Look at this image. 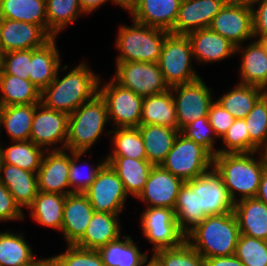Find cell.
I'll return each mask as SVG.
<instances>
[{
  "label": "cell",
  "mask_w": 267,
  "mask_h": 266,
  "mask_svg": "<svg viewBox=\"0 0 267 266\" xmlns=\"http://www.w3.org/2000/svg\"><path fill=\"white\" fill-rule=\"evenodd\" d=\"M234 205L224 180L212 166L200 176L183 183L174 206L175 220L186 235L207 216L233 212Z\"/></svg>",
  "instance_id": "6da1fadb"
},
{
  "label": "cell",
  "mask_w": 267,
  "mask_h": 266,
  "mask_svg": "<svg viewBox=\"0 0 267 266\" xmlns=\"http://www.w3.org/2000/svg\"><path fill=\"white\" fill-rule=\"evenodd\" d=\"M66 69L68 65L58 69L55 79L41 91V103L49 109L70 115L99 93L101 78L85 62H80L62 79L59 78V70Z\"/></svg>",
  "instance_id": "7a4b0ae2"
},
{
  "label": "cell",
  "mask_w": 267,
  "mask_h": 266,
  "mask_svg": "<svg viewBox=\"0 0 267 266\" xmlns=\"http://www.w3.org/2000/svg\"><path fill=\"white\" fill-rule=\"evenodd\" d=\"M212 166L221 175L234 202L256 197L265 169L259 152L216 154Z\"/></svg>",
  "instance_id": "3957f363"
},
{
  "label": "cell",
  "mask_w": 267,
  "mask_h": 266,
  "mask_svg": "<svg viewBox=\"0 0 267 266\" xmlns=\"http://www.w3.org/2000/svg\"><path fill=\"white\" fill-rule=\"evenodd\" d=\"M240 235L233 212L207 216L185 235V240L205 259L234 255Z\"/></svg>",
  "instance_id": "277c9868"
},
{
  "label": "cell",
  "mask_w": 267,
  "mask_h": 266,
  "mask_svg": "<svg viewBox=\"0 0 267 266\" xmlns=\"http://www.w3.org/2000/svg\"><path fill=\"white\" fill-rule=\"evenodd\" d=\"M108 121L106 102L98 93L69 115L65 149L87 153L104 133Z\"/></svg>",
  "instance_id": "5b68a950"
},
{
  "label": "cell",
  "mask_w": 267,
  "mask_h": 266,
  "mask_svg": "<svg viewBox=\"0 0 267 266\" xmlns=\"http://www.w3.org/2000/svg\"><path fill=\"white\" fill-rule=\"evenodd\" d=\"M131 26L121 25L115 40L118 50L116 62L158 63L168 31L136 21Z\"/></svg>",
  "instance_id": "8992f818"
},
{
  "label": "cell",
  "mask_w": 267,
  "mask_h": 266,
  "mask_svg": "<svg viewBox=\"0 0 267 266\" xmlns=\"http://www.w3.org/2000/svg\"><path fill=\"white\" fill-rule=\"evenodd\" d=\"M193 52L187 35L169 33L164 40L158 65L169 87L200 78L192 66Z\"/></svg>",
  "instance_id": "52a82bcc"
},
{
  "label": "cell",
  "mask_w": 267,
  "mask_h": 266,
  "mask_svg": "<svg viewBox=\"0 0 267 266\" xmlns=\"http://www.w3.org/2000/svg\"><path fill=\"white\" fill-rule=\"evenodd\" d=\"M212 165L213 156L203 146L179 133L160 166L186 182L205 173Z\"/></svg>",
  "instance_id": "ba28073f"
},
{
  "label": "cell",
  "mask_w": 267,
  "mask_h": 266,
  "mask_svg": "<svg viewBox=\"0 0 267 266\" xmlns=\"http://www.w3.org/2000/svg\"><path fill=\"white\" fill-rule=\"evenodd\" d=\"M113 80L141 97L160 94L170 89L158 63L116 62Z\"/></svg>",
  "instance_id": "9c48e42d"
},
{
  "label": "cell",
  "mask_w": 267,
  "mask_h": 266,
  "mask_svg": "<svg viewBox=\"0 0 267 266\" xmlns=\"http://www.w3.org/2000/svg\"><path fill=\"white\" fill-rule=\"evenodd\" d=\"M101 83L100 80L99 94L106 102L108 119L114 123L112 128L138 127L143 97L120 86L112 77L105 85L101 86Z\"/></svg>",
  "instance_id": "30bf717a"
},
{
  "label": "cell",
  "mask_w": 267,
  "mask_h": 266,
  "mask_svg": "<svg viewBox=\"0 0 267 266\" xmlns=\"http://www.w3.org/2000/svg\"><path fill=\"white\" fill-rule=\"evenodd\" d=\"M141 229L144 237L153 244V252L175 248L185 241V234L175 220L174 209L147 207L141 214Z\"/></svg>",
  "instance_id": "8fae6325"
},
{
  "label": "cell",
  "mask_w": 267,
  "mask_h": 266,
  "mask_svg": "<svg viewBox=\"0 0 267 266\" xmlns=\"http://www.w3.org/2000/svg\"><path fill=\"white\" fill-rule=\"evenodd\" d=\"M95 212L121 214L128 194L118 174L105 163L98 171L95 181L83 193Z\"/></svg>",
  "instance_id": "7c38bea8"
},
{
  "label": "cell",
  "mask_w": 267,
  "mask_h": 266,
  "mask_svg": "<svg viewBox=\"0 0 267 266\" xmlns=\"http://www.w3.org/2000/svg\"><path fill=\"white\" fill-rule=\"evenodd\" d=\"M170 89L176 104L179 131L191 122L208 116L214 102L212 89L201 78L191 83L172 86Z\"/></svg>",
  "instance_id": "4fadbf2b"
},
{
  "label": "cell",
  "mask_w": 267,
  "mask_h": 266,
  "mask_svg": "<svg viewBox=\"0 0 267 266\" xmlns=\"http://www.w3.org/2000/svg\"><path fill=\"white\" fill-rule=\"evenodd\" d=\"M68 124L69 114L49 109L40 102L35 108L30 141L45 151L64 150Z\"/></svg>",
  "instance_id": "5bb4252c"
},
{
  "label": "cell",
  "mask_w": 267,
  "mask_h": 266,
  "mask_svg": "<svg viewBox=\"0 0 267 266\" xmlns=\"http://www.w3.org/2000/svg\"><path fill=\"white\" fill-rule=\"evenodd\" d=\"M209 28L236 47L254 39L252 9L226 3L215 15Z\"/></svg>",
  "instance_id": "9a60e30c"
},
{
  "label": "cell",
  "mask_w": 267,
  "mask_h": 266,
  "mask_svg": "<svg viewBox=\"0 0 267 266\" xmlns=\"http://www.w3.org/2000/svg\"><path fill=\"white\" fill-rule=\"evenodd\" d=\"M51 38L40 25L0 18V54L36 49Z\"/></svg>",
  "instance_id": "2e32d148"
},
{
  "label": "cell",
  "mask_w": 267,
  "mask_h": 266,
  "mask_svg": "<svg viewBox=\"0 0 267 266\" xmlns=\"http://www.w3.org/2000/svg\"><path fill=\"white\" fill-rule=\"evenodd\" d=\"M64 150L45 151L39 170L37 171L38 191L71 194L69 185V169L71 151Z\"/></svg>",
  "instance_id": "e0dca14e"
},
{
  "label": "cell",
  "mask_w": 267,
  "mask_h": 266,
  "mask_svg": "<svg viewBox=\"0 0 267 266\" xmlns=\"http://www.w3.org/2000/svg\"><path fill=\"white\" fill-rule=\"evenodd\" d=\"M184 181L174 176L160 165L153 166L143 191L137 199L147 203L148 207L174 209L178 193Z\"/></svg>",
  "instance_id": "ac0fdd59"
},
{
  "label": "cell",
  "mask_w": 267,
  "mask_h": 266,
  "mask_svg": "<svg viewBox=\"0 0 267 266\" xmlns=\"http://www.w3.org/2000/svg\"><path fill=\"white\" fill-rule=\"evenodd\" d=\"M227 0H182L172 34L188 33L209 28L215 15Z\"/></svg>",
  "instance_id": "d6986e66"
},
{
  "label": "cell",
  "mask_w": 267,
  "mask_h": 266,
  "mask_svg": "<svg viewBox=\"0 0 267 266\" xmlns=\"http://www.w3.org/2000/svg\"><path fill=\"white\" fill-rule=\"evenodd\" d=\"M182 0H136L127 10L134 21L171 32Z\"/></svg>",
  "instance_id": "ffe728a7"
},
{
  "label": "cell",
  "mask_w": 267,
  "mask_h": 266,
  "mask_svg": "<svg viewBox=\"0 0 267 266\" xmlns=\"http://www.w3.org/2000/svg\"><path fill=\"white\" fill-rule=\"evenodd\" d=\"M94 209L84 194L66 195L61 233L67 245H74L85 233Z\"/></svg>",
  "instance_id": "44dd1931"
},
{
  "label": "cell",
  "mask_w": 267,
  "mask_h": 266,
  "mask_svg": "<svg viewBox=\"0 0 267 266\" xmlns=\"http://www.w3.org/2000/svg\"><path fill=\"white\" fill-rule=\"evenodd\" d=\"M193 58L198 63H215L236 54V46L210 28L195 30L187 34Z\"/></svg>",
  "instance_id": "7402d4cb"
},
{
  "label": "cell",
  "mask_w": 267,
  "mask_h": 266,
  "mask_svg": "<svg viewBox=\"0 0 267 266\" xmlns=\"http://www.w3.org/2000/svg\"><path fill=\"white\" fill-rule=\"evenodd\" d=\"M239 45L236 53L242 57L239 66V84L259 86L267 92V53L259 40H251L247 46Z\"/></svg>",
  "instance_id": "603a6c76"
},
{
  "label": "cell",
  "mask_w": 267,
  "mask_h": 266,
  "mask_svg": "<svg viewBox=\"0 0 267 266\" xmlns=\"http://www.w3.org/2000/svg\"><path fill=\"white\" fill-rule=\"evenodd\" d=\"M0 182L5 185L21 209L28 208L38 193L37 173L2 162Z\"/></svg>",
  "instance_id": "cb8c5ba5"
},
{
  "label": "cell",
  "mask_w": 267,
  "mask_h": 266,
  "mask_svg": "<svg viewBox=\"0 0 267 266\" xmlns=\"http://www.w3.org/2000/svg\"><path fill=\"white\" fill-rule=\"evenodd\" d=\"M56 38L52 37L42 47L31 49L29 80L42 91L56 77L61 67Z\"/></svg>",
  "instance_id": "d4e9b609"
},
{
  "label": "cell",
  "mask_w": 267,
  "mask_h": 266,
  "mask_svg": "<svg viewBox=\"0 0 267 266\" xmlns=\"http://www.w3.org/2000/svg\"><path fill=\"white\" fill-rule=\"evenodd\" d=\"M119 214L94 212L84 235L74 244L83 249L98 250L121 235Z\"/></svg>",
  "instance_id": "484cf974"
},
{
  "label": "cell",
  "mask_w": 267,
  "mask_h": 266,
  "mask_svg": "<svg viewBox=\"0 0 267 266\" xmlns=\"http://www.w3.org/2000/svg\"><path fill=\"white\" fill-rule=\"evenodd\" d=\"M240 234L267 241V204L256 198H244L235 202Z\"/></svg>",
  "instance_id": "4316f807"
},
{
  "label": "cell",
  "mask_w": 267,
  "mask_h": 266,
  "mask_svg": "<svg viewBox=\"0 0 267 266\" xmlns=\"http://www.w3.org/2000/svg\"><path fill=\"white\" fill-rule=\"evenodd\" d=\"M106 163L118 174L128 196L132 195L136 198L143 191L154 166L147 159L127 157H106Z\"/></svg>",
  "instance_id": "83f0119b"
},
{
  "label": "cell",
  "mask_w": 267,
  "mask_h": 266,
  "mask_svg": "<svg viewBox=\"0 0 267 266\" xmlns=\"http://www.w3.org/2000/svg\"><path fill=\"white\" fill-rule=\"evenodd\" d=\"M138 128L144 143L147 160L154 166L161 165L172 149L180 131L155 124H140Z\"/></svg>",
  "instance_id": "f1b7e54d"
},
{
  "label": "cell",
  "mask_w": 267,
  "mask_h": 266,
  "mask_svg": "<svg viewBox=\"0 0 267 266\" xmlns=\"http://www.w3.org/2000/svg\"><path fill=\"white\" fill-rule=\"evenodd\" d=\"M140 124H155L178 129L176 104L171 89L143 98Z\"/></svg>",
  "instance_id": "f546056e"
},
{
  "label": "cell",
  "mask_w": 267,
  "mask_h": 266,
  "mask_svg": "<svg viewBox=\"0 0 267 266\" xmlns=\"http://www.w3.org/2000/svg\"><path fill=\"white\" fill-rule=\"evenodd\" d=\"M65 198V195L38 191L27 209L38 224L61 232Z\"/></svg>",
  "instance_id": "4dcf8cb0"
},
{
  "label": "cell",
  "mask_w": 267,
  "mask_h": 266,
  "mask_svg": "<svg viewBox=\"0 0 267 266\" xmlns=\"http://www.w3.org/2000/svg\"><path fill=\"white\" fill-rule=\"evenodd\" d=\"M131 236L123 235L98 249L104 266H141L148 252H140Z\"/></svg>",
  "instance_id": "1f68e13d"
},
{
  "label": "cell",
  "mask_w": 267,
  "mask_h": 266,
  "mask_svg": "<svg viewBox=\"0 0 267 266\" xmlns=\"http://www.w3.org/2000/svg\"><path fill=\"white\" fill-rule=\"evenodd\" d=\"M41 102V91L29 79L0 74V103L3 106Z\"/></svg>",
  "instance_id": "d6a6232c"
},
{
  "label": "cell",
  "mask_w": 267,
  "mask_h": 266,
  "mask_svg": "<svg viewBox=\"0 0 267 266\" xmlns=\"http://www.w3.org/2000/svg\"><path fill=\"white\" fill-rule=\"evenodd\" d=\"M39 103L3 106L1 126L12 141H29L35 108Z\"/></svg>",
  "instance_id": "836d02e7"
},
{
  "label": "cell",
  "mask_w": 267,
  "mask_h": 266,
  "mask_svg": "<svg viewBox=\"0 0 267 266\" xmlns=\"http://www.w3.org/2000/svg\"><path fill=\"white\" fill-rule=\"evenodd\" d=\"M0 18L40 25L47 32L46 0H0Z\"/></svg>",
  "instance_id": "e575fe53"
},
{
  "label": "cell",
  "mask_w": 267,
  "mask_h": 266,
  "mask_svg": "<svg viewBox=\"0 0 267 266\" xmlns=\"http://www.w3.org/2000/svg\"><path fill=\"white\" fill-rule=\"evenodd\" d=\"M0 142L1 162L35 172L40 168L45 150L32 141H12L4 149Z\"/></svg>",
  "instance_id": "d590c367"
},
{
  "label": "cell",
  "mask_w": 267,
  "mask_h": 266,
  "mask_svg": "<svg viewBox=\"0 0 267 266\" xmlns=\"http://www.w3.org/2000/svg\"><path fill=\"white\" fill-rule=\"evenodd\" d=\"M24 233L0 232V266H29L38 258Z\"/></svg>",
  "instance_id": "8d00e7d4"
},
{
  "label": "cell",
  "mask_w": 267,
  "mask_h": 266,
  "mask_svg": "<svg viewBox=\"0 0 267 266\" xmlns=\"http://www.w3.org/2000/svg\"><path fill=\"white\" fill-rule=\"evenodd\" d=\"M266 91L259 86L243 85L237 83L236 86L223 94L216 101L227 110L235 119H244L253 109L256 101Z\"/></svg>",
  "instance_id": "74e56055"
},
{
  "label": "cell",
  "mask_w": 267,
  "mask_h": 266,
  "mask_svg": "<svg viewBox=\"0 0 267 266\" xmlns=\"http://www.w3.org/2000/svg\"><path fill=\"white\" fill-rule=\"evenodd\" d=\"M84 14L79 0H46L47 33L58 37L64 28Z\"/></svg>",
  "instance_id": "f35d334b"
},
{
  "label": "cell",
  "mask_w": 267,
  "mask_h": 266,
  "mask_svg": "<svg viewBox=\"0 0 267 266\" xmlns=\"http://www.w3.org/2000/svg\"><path fill=\"white\" fill-rule=\"evenodd\" d=\"M113 140V150L106 157L147 159L144 143L138 127L115 128L107 131Z\"/></svg>",
  "instance_id": "ab89813d"
},
{
  "label": "cell",
  "mask_w": 267,
  "mask_h": 266,
  "mask_svg": "<svg viewBox=\"0 0 267 266\" xmlns=\"http://www.w3.org/2000/svg\"><path fill=\"white\" fill-rule=\"evenodd\" d=\"M244 120L250 141L259 150L267 146V92L256 101Z\"/></svg>",
  "instance_id": "60d3db41"
},
{
  "label": "cell",
  "mask_w": 267,
  "mask_h": 266,
  "mask_svg": "<svg viewBox=\"0 0 267 266\" xmlns=\"http://www.w3.org/2000/svg\"><path fill=\"white\" fill-rule=\"evenodd\" d=\"M221 140L224 147L218 149L217 154L259 152L250 141L247 125L242 118L235 119Z\"/></svg>",
  "instance_id": "b9f144b4"
},
{
  "label": "cell",
  "mask_w": 267,
  "mask_h": 266,
  "mask_svg": "<svg viewBox=\"0 0 267 266\" xmlns=\"http://www.w3.org/2000/svg\"><path fill=\"white\" fill-rule=\"evenodd\" d=\"M234 255L244 266H267V241L240 234Z\"/></svg>",
  "instance_id": "7bdbcfd3"
},
{
  "label": "cell",
  "mask_w": 267,
  "mask_h": 266,
  "mask_svg": "<svg viewBox=\"0 0 267 266\" xmlns=\"http://www.w3.org/2000/svg\"><path fill=\"white\" fill-rule=\"evenodd\" d=\"M163 266H205L204 258L185 240L175 248L153 253Z\"/></svg>",
  "instance_id": "ee69618b"
},
{
  "label": "cell",
  "mask_w": 267,
  "mask_h": 266,
  "mask_svg": "<svg viewBox=\"0 0 267 266\" xmlns=\"http://www.w3.org/2000/svg\"><path fill=\"white\" fill-rule=\"evenodd\" d=\"M84 154L85 152H72L71 151V160H70V169H69V185H70L71 194L72 193L83 194L95 181L98 171L106 163V158L102 157L99 164L97 162V164H94L95 166L90 165V168L88 169L89 171L87 170L88 173L82 172V166L84 165L80 164L79 166L78 162L81 161L80 159ZM86 166L89 167L88 164Z\"/></svg>",
  "instance_id": "f6af8a7d"
},
{
  "label": "cell",
  "mask_w": 267,
  "mask_h": 266,
  "mask_svg": "<svg viewBox=\"0 0 267 266\" xmlns=\"http://www.w3.org/2000/svg\"><path fill=\"white\" fill-rule=\"evenodd\" d=\"M180 133L187 139L194 141L197 144L203 146L212 156L217 154V148L214 145L217 136L213 127L209 123L208 116L199 118L186 127H184ZM215 147V148H214Z\"/></svg>",
  "instance_id": "bcb514c9"
},
{
  "label": "cell",
  "mask_w": 267,
  "mask_h": 266,
  "mask_svg": "<svg viewBox=\"0 0 267 266\" xmlns=\"http://www.w3.org/2000/svg\"><path fill=\"white\" fill-rule=\"evenodd\" d=\"M66 251L53 256L57 266H104L98 250L67 245Z\"/></svg>",
  "instance_id": "7dc6e473"
},
{
  "label": "cell",
  "mask_w": 267,
  "mask_h": 266,
  "mask_svg": "<svg viewBox=\"0 0 267 266\" xmlns=\"http://www.w3.org/2000/svg\"><path fill=\"white\" fill-rule=\"evenodd\" d=\"M31 49L10 51L1 54L0 74H11L22 79H29Z\"/></svg>",
  "instance_id": "c3c4849f"
},
{
  "label": "cell",
  "mask_w": 267,
  "mask_h": 266,
  "mask_svg": "<svg viewBox=\"0 0 267 266\" xmlns=\"http://www.w3.org/2000/svg\"><path fill=\"white\" fill-rule=\"evenodd\" d=\"M208 119L219 139L225 135L230 126L235 122V118L216 100L210 106Z\"/></svg>",
  "instance_id": "681fc988"
},
{
  "label": "cell",
  "mask_w": 267,
  "mask_h": 266,
  "mask_svg": "<svg viewBox=\"0 0 267 266\" xmlns=\"http://www.w3.org/2000/svg\"><path fill=\"white\" fill-rule=\"evenodd\" d=\"M25 218L23 210L15 202L14 197L4 184L0 182V222L22 220Z\"/></svg>",
  "instance_id": "f907efd6"
},
{
  "label": "cell",
  "mask_w": 267,
  "mask_h": 266,
  "mask_svg": "<svg viewBox=\"0 0 267 266\" xmlns=\"http://www.w3.org/2000/svg\"><path fill=\"white\" fill-rule=\"evenodd\" d=\"M252 9L253 13V36L254 39L267 35V0L262 1Z\"/></svg>",
  "instance_id": "816d5d0a"
},
{
  "label": "cell",
  "mask_w": 267,
  "mask_h": 266,
  "mask_svg": "<svg viewBox=\"0 0 267 266\" xmlns=\"http://www.w3.org/2000/svg\"><path fill=\"white\" fill-rule=\"evenodd\" d=\"M204 263L205 266H244L235 255L205 258Z\"/></svg>",
  "instance_id": "f5cc1de1"
},
{
  "label": "cell",
  "mask_w": 267,
  "mask_h": 266,
  "mask_svg": "<svg viewBox=\"0 0 267 266\" xmlns=\"http://www.w3.org/2000/svg\"><path fill=\"white\" fill-rule=\"evenodd\" d=\"M112 2L117 5L113 0H79L81 9L85 14H90L91 12L97 10V8L104 5L106 2Z\"/></svg>",
  "instance_id": "db71d44e"
},
{
  "label": "cell",
  "mask_w": 267,
  "mask_h": 266,
  "mask_svg": "<svg viewBox=\"0 0 267 266\" xmlns=\"http://www.w3.org/2000/svg\"><path fill=\"white\" fill-rule=\"evenodd\" d=\"M255 198L267 204V170L265 169L262 173L259 189Z\"/></svg>",
  "instance_id": "11a10c76"
},
{
  "label": "cell",
  "mask_w": 267,
  "mask_h": 266,
  "mask_svg": "<svg viewBox=\"0 0 267 266\" xmlns=\"http://www.w3.org/2000/svg\"><path fill=\"white\" fill-rule=\"evenodd\" d=\"M262 1H264V0H227V3L253 9V8H255V5L257 6Z\"/></svg>",
  "instance_id": "9f6ffc18"
},
{
  "label": "cell",
  "mask_w": 267,
  "mask_h": 266,
  "mask_svg": "<svg viewBox=\"0 0 267 266\" xmlns=\"http://www.w3.org/2000/svg\"><path fill=\"white\" fill-rule=\"evenodd\" d=\"M29 266H57V263L53 256L47 257L45 259L40 257V259H37L34 263H32Z\"/></svg>",
  "instance_id": "6f0895ef"
},
{
  "label": "cell",
  "mask_w": 267,
  "mask_h": 266,
  "mask_svg": "<svg viewBox=\"0 0 267 266\" xmlns=\"http://www.w3.org/2000/svg\"><path fill=\"white\" fill-rule=\"evenodd\" d=\"M148 256L143 260L141 266H163L159 259L152 254V257H150V260L148 261ZM146 263V264H145Z\"/></svg>",
  "instance_id": "680465c9"
},
{
  "label": "cell",
  "mask_w": 267,
  "mask_h": 266,
  "mask_svg": "<svg viewBox=\"0 0 267 266\" xmlns=\"http://www.w3.org/2000/svg\"><path fill=\"white\" fill-rule=\"evenodd\" d=\"M117 6H121L124 10H128L136 0H113Z\"/></svg>",
  "instance_id": "91938a15"
},
{
  "label": "cell",
  "mask_w": 267,
  "mask_h": 266,
  "mask_svg": "<svg viewBox=\"0 0 267 266\" xmlns=\"http://www.w3.org/2000/svg\"><path fill=\"white\" fill-rule=\"evenodd\" d=\"M259 154L261 155V157L263 159L265 170H267V146L260 149Z\"/></svg>",
  "instance_id": "94428289"
},
{
  "label": "cell",
  "mask_w": 267,
  "mask_h": 266,
  "mask_svg": "<svg viewBox=\"0 0 267 266\" xmlns=\"http://www.w3.org/2000/svg\"><path fill=\"white\" fill-rule=\"evenodd\" d=\"M267 53V35L258 39Z\"/></svg>",
  "instance_id": "6125c7cd"
},
{
  "label": "cell",
  "mask_w": 267,
  "mask_h": 266,
  "mask_svg": "<svg viewBox=\"0 0 267 266\" xmlns=\"http://www.w3.org/2000/svg\"><path fill=\"white\" fill-rule=\"evenodd\" d=\"M3 105L0 103V129H1V115H2ZM1 132V131H0ZM1 134V133H0Z\"/></svg>",
  "instance_id": "be15d7a7"
},
{
  "label": "cell",
  "mask_w": 267,
  "mask_h": 266,
  "mask_svg": "<svg viewBox=\"0 0 267 266\" xmlns=\"http://www.w3.org/2000/svg\"><path fill=\"white\" fill-rule=\"evenodd\" d=\"M0 71H1V54H0Z\"/></svg>",
  "instance_id": "e7e4bbea"
}]
</instances>
